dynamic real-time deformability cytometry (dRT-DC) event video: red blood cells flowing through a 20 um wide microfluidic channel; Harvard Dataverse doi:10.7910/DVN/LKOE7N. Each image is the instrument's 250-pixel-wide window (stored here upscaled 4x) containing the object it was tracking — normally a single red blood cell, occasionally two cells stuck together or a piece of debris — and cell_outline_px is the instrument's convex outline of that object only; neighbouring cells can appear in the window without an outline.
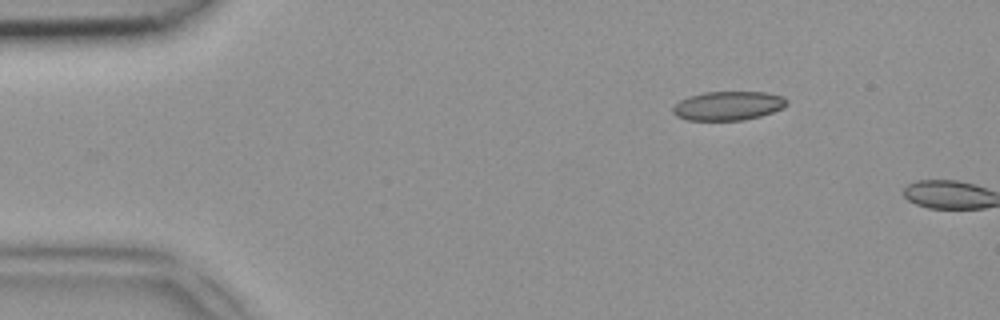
{"species": "common noctule bat (a hibernating species)", "species_latin": "Nyctalus noctula", "temperature_condition": "room temperature", "stored_images_in_passage": 3, "camera_frame_rate_fps": 3000, "um_per_image_px": 0.085, "animal": {"sex": "female", "body_mass_g": 18.4}, "frame": {"image": 1, "passage_image": 2, "time_ms": 0.333, "image_size_px": [1000, 320], "cell_outline_px": [[788, 104], [784, 108], [760, 116], [744, 120], [688, 120], [676, 116], [672, 112], [672, 108], [680, 100], [688, 96], [704, 92], [764, 92], [784, 96], [788, 100]], "centroid_in_image_um": [61.91, 8.99], "position_along_channel_um": 23.1, "area_um2": 19.36}}